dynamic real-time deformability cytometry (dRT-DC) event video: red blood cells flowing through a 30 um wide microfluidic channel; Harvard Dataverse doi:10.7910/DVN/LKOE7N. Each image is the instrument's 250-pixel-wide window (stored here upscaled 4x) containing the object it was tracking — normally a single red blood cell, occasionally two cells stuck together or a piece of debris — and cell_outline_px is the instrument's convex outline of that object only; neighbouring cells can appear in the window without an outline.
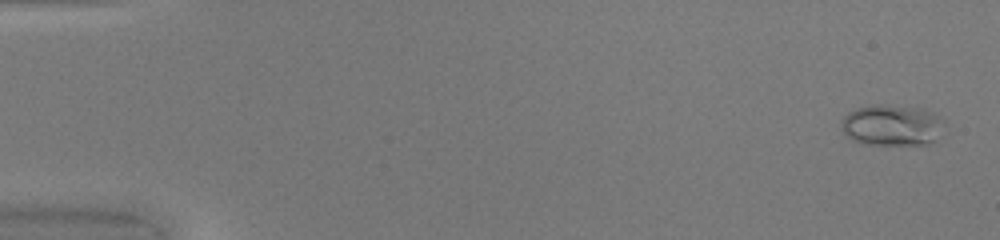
{"species": "common noctule bat (a hibernating species)", "species_latin": "Nyctalus noctula", "temperature_condition": "warm", "stored_images_in_passage": 50, "camera_frame_rate_fps": 3000, "um_per_image_px": 0.085, "animal": {"sex": "female", "body_mass_g": 20.0, "forearm_length_mm": 54.0}, "frame": {"image": 1, "passage_image": 2, "time_ms": 0.333, "image_size_px": [1000, 240], "cell_outline_px": [[944, 124], [936, 140], [928, 144], [864, 144], [852, 140], [840, 128], [844, 116], [848, 112], [856, 108], [876, 104], [880, 104], [924, 108], [940, 116], [944, 120]], "centroid_in_image_um": [75.82, 10.63], "position_along_channel_um": 9.2, "area_um2": 24.8}}
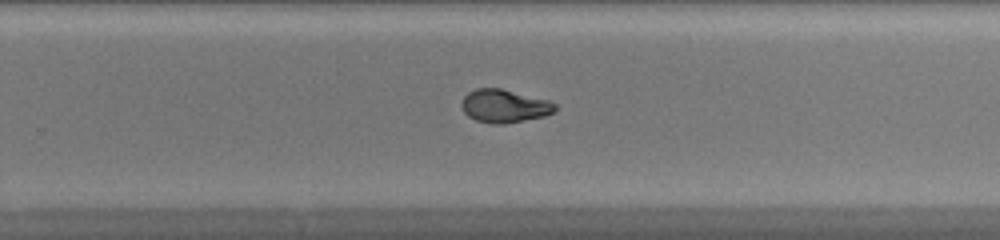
{"frame": {"image": 2, "passage_image": 33, "time_ms": 10.667, "image_size_px": [1000, 240], "cell_outline_px": [[556, 112], [544, 116], [504, 124], [492, 124], [476, 120], [468, 116], [464, 112], [460, 104], [464, 96], [468, 92], [476, 88], [500, 88], [548, 100], [556, 104]], "centroid_in_image_um": [42.86, 9.01], "position_along_channel_um": 286.9, "area_um2": 18.09}}
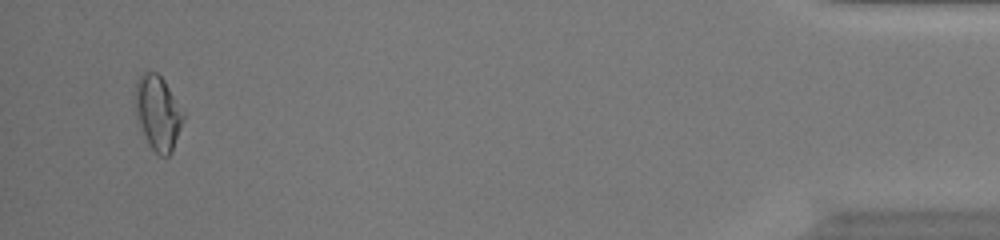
{"frame": {"image": 3, "passage_image": 48, "time_ms": 15.667, "image_size_px": [1000, 240], "cell_outline_px": [[184, 120], [172, 152], [168, 156], [160, 156], [148, 144], [136, 116], [132, 100], [136, 80], [140, 72], [156, 72], [164, 80], [184, 112]], "centroid_in_image_um": [13.38, 9.56], "position_along_channel_um": 421.8, "area_um2": 21.27}, "authors_computed_cell_mechanics": {"area_um2": 18.5538, "velocity_mm_per_s": 4.2068, "shape_relaxation_time_tau1_ms": 4.8697, "shape_relaxation_time_tau2_ms": 1.3601, "deformation_change_tau1": 0.2158, "deformation_change_tau2": 0.059}}